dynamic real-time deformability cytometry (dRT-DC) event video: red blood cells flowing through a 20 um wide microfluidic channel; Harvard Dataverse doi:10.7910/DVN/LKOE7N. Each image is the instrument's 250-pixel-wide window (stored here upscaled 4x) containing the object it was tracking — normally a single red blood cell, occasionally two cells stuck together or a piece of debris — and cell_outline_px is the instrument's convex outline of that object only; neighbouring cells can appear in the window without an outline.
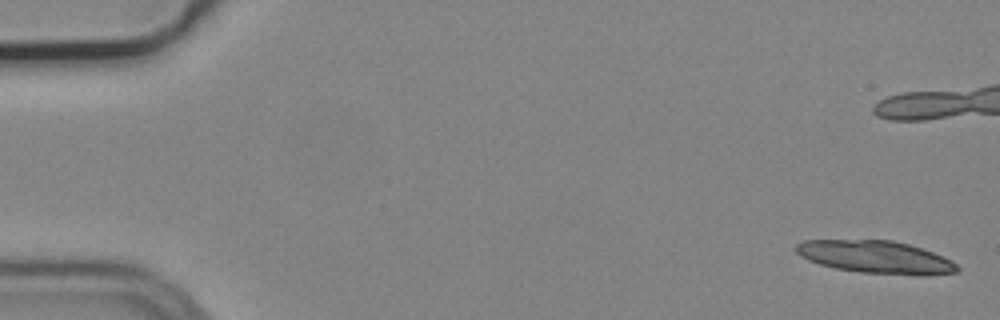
{"species": "common noctule bat (a hibernating species)", "species_latin": "Nyctalus noctula", "temperature_condition": "cold", "stored_images_in_passage": 6, "camera_frame_rate_fps": 3000, "um_per_image_px": 0.085, "animal": {"sex": "male", "body_mass_g": 19.2, "forearm_length_mm": 51.8}, "frame": {"image": 1, "passage_image": 1, "time_ms": 0.0, "image_size_px": [1000, 320], "cell_outline_px": [[960, 268], [956, 272], [928, 276], [920, 276], [860, 272], [836, 268], [820, 264], [808, 260], [800, 256], [796, 252], [796, 244], [804, 240], [892, 240], [908, 244], [932, 252], [952, 260]], "centroid_in_image_um": [74.46, 21.86], "position_along_channel_um": 10.5, "area_um2": 30.69}}